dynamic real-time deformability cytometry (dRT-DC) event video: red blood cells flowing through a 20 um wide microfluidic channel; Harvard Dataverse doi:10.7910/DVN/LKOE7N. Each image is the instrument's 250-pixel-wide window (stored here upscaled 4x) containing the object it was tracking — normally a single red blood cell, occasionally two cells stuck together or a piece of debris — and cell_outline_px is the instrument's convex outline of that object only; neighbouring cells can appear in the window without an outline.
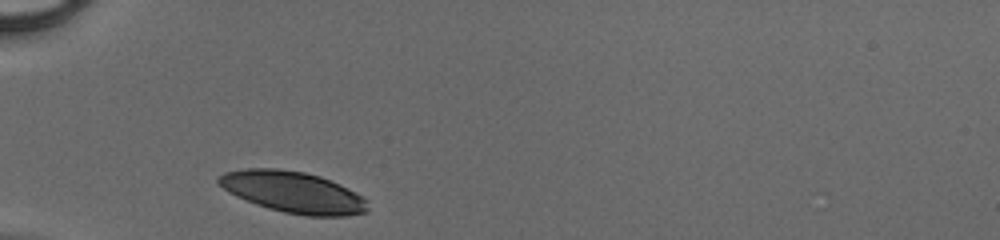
{"species": "human", "species_latin": "Homo sapiens", "temperature_condition": "cold", "stored_images_in_passage": 26, "camera_frame_rate_fps": 3000, "um_per_image_px": 0.085, "donor": {"sex": "male"}, "frame": {"image": 1, "passage_image": 1, "time_ms": 0.0, "image_size_px": [1000, 240], "cell_outline_px": [[368, 212], [344, 216], [304, 216], [284, 212], [268, 208], [256, 204], [236, 196], [228, 192], [216, 180], [224, 172], [248, 168], [276, 168], [304, 172], [320, 176], [340, 184], [364, 196], [368, 200]], "centroid_in_image_um": [24.95, 16.34], "position_along_channel_um": 60.0, "area_um2": 36.01}}
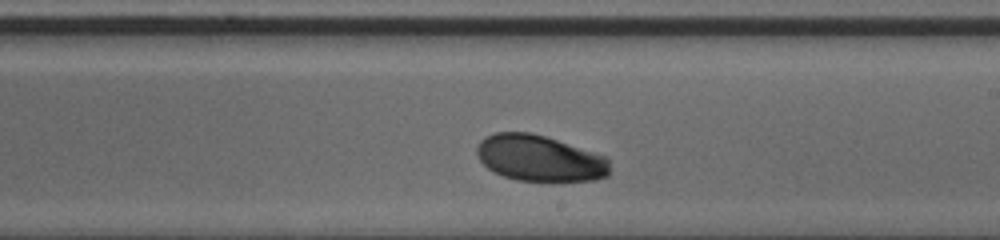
{"frame": {"image": 2, "passage_image": 15, "time_ms": 4.667, "image_size_px": [1000, 240], "cell_outline_px": [[608, 176], [592, 180], [516, 180], [504, 176], [488, 168], [480, 160], [476, 152], [476, 144], [480, 140], [496, 132], [528, 132], [544, 136], [608, 156]], "centroid_in_image_um": [45.85, 13.43], "position_along_channel_um": 243.1, "area_um2": 35.37}}
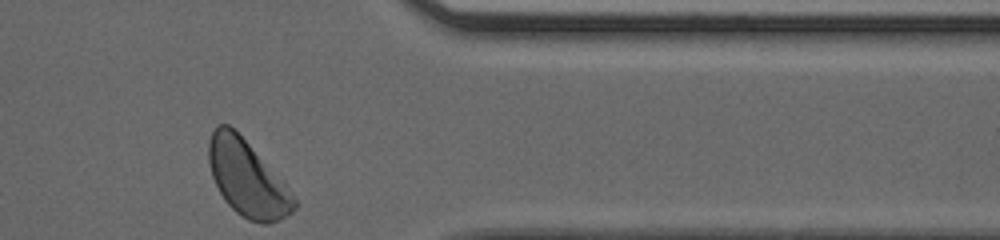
{"frame": {"image": 3, "passage_image": 26, "time_ms": 8.333, "image_size_px": [1000, 240], "cell_outline_px": [[300, 204], [288, 216], [280, 220], [268, 224], [260, 224], [248, 220], [236, 212], [224, 200], [212, 176], [208, 164], [208, 140], [216, 124], [228, 124], [284, 180]], "centroid_in_image_um": [21.04, 15.2], "position_along_channel_um": 390.4, "area_um2": 37.97}}